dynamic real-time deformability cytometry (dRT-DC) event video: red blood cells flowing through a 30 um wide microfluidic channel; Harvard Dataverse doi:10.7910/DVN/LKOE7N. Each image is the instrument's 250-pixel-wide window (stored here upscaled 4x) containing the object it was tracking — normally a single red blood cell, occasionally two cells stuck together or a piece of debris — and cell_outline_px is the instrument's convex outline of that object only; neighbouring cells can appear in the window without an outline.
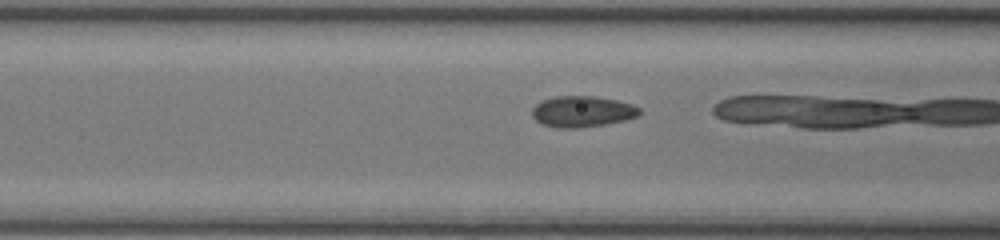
{"species": "common noctule bat (a hibernating species)", "species_latin": "Nyctalus noctula", "temperature_condition": "room temperature", "stored_images_in_passage": 18, "camera_frame_rate_fps": 3000, "um_per_image_px": 0.085, "animal": {"sex": "female", "body_mass_g": 17.0, "forearm_length_mm": 48.0}, "frame": {"image": 1, "passage_image": 8, "time_ms": 2.333, "image_size_px": [1000, 240], "cell_outline_px": [[640, 116], [624, 120], [604, 124], [576, 128], [556, 128], [540, 124], [532, 116], [532, 108], [540, 100], [556, 96], [592, 96], [616, 100], [632, 104], [640, 108]], "centroid_in_image_um": [49.46, 9.48], "position_along_channel_um": 117.1, "area_um2": 19.54}}
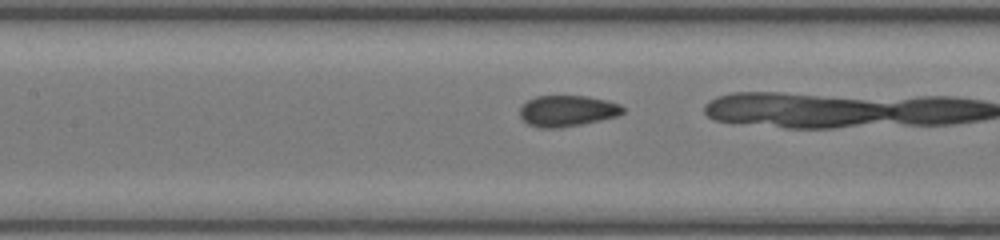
{"frame": {"image": 2, "passage_image": 11, "time_ms": 3.333, "image_size_px": [1000, 240], "cell_outline_px": [[624, 112], [620, 116], [560, 128], [540, 128], [528, 124], [520, 116], [520, 108], [528, 100], [536, 96], [584, 96], [604, 100], [620, 104], [624, 108]], "centroid_in_image_um": [48.22, 9.43], "position_along_channel_um": 159.2, "area_um2": 18.55}}